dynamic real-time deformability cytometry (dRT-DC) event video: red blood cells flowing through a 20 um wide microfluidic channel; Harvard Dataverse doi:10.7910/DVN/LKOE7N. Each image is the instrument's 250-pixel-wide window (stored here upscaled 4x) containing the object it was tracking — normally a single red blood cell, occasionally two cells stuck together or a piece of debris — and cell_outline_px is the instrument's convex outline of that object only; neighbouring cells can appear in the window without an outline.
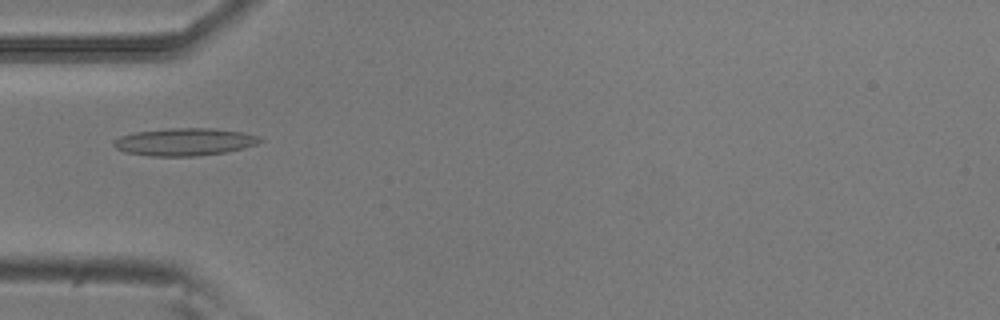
{"species": "common noctule bat (a hibernating species)", "species_latin": "Nyctalus noctula", "temperature_condition": "room temperature", "stored_images_in_passage": 5, "camera_frame_rate_fps": 3000, "um_per_image_px": 0.085, "animal": {"sex": "male", "body_mass_g": 20.5, "forearm_length_mm": 52.5}, "frame": {"image": 1, "passage_image": 5, "time_ms": 1.333, "image_size_px": [1000, 320], "cell_outline_px": [[264, 140], [256, 144], [244, 148], [224, 152], [196, 156], [152, 156], [124, 152], [116, 148], [112, 144], [112, 140], [120, 136], [136, 132], [168, 128], [212, 128], [244, 132], [260, 136]], "centroid_in_image_um": [15.69, 12.05], "position_along_channel_um": 69.3, "area_um2": 23.58}}